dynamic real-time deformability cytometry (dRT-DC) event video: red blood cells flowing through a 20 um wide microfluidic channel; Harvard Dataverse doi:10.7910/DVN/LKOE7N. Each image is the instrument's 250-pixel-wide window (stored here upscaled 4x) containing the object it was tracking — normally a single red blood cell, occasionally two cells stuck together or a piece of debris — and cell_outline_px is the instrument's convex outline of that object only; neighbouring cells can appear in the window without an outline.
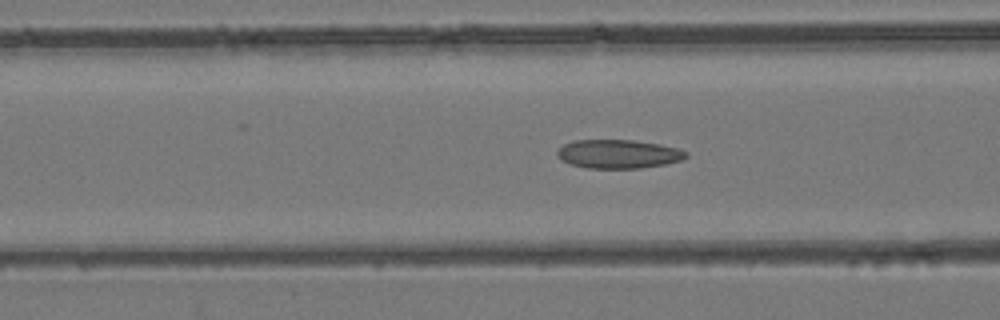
{"species": "common noctule bat (a hibernating species)", "species_latin": "Nyctalus noctula", "temperature_condition": "room temperature", "stored_images_in_passage": 53, "camera_frame_rate_fps": 3000, "um_per_image_px": 0.085, "animal": {"sex": "female", "body_mass_g": 24.6, "forearm_length_mm": 56.2}, "frame": {"image": 1, "passage_image": 21, "time_ms": 6.667, "image_size_px": [1000, 320], "cell_outline_px": [[688, 156], [680, 160], [664, 164], [640, 168], [588, 168], [572, 164], [560, 160], [556, 156], [556, 152], [564, 144], [572, 140], [632, 140], [660, 144], [680, 148], [688, 152]], "centroid_in_image_um": [52.56, 13.08], "position_along_channel_um": 114.0, "area_um2": 21.62}}
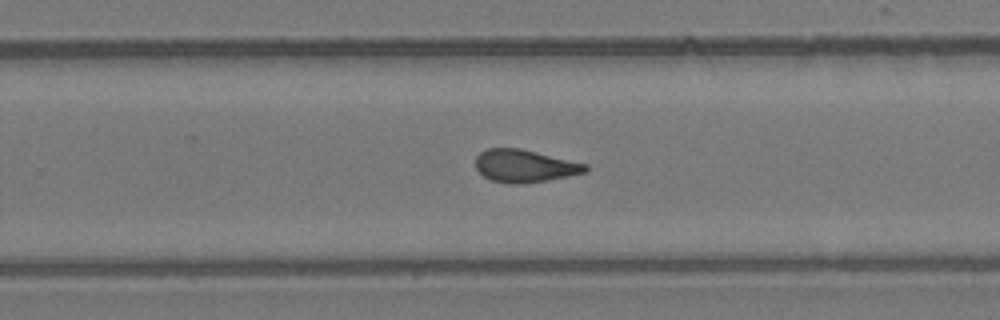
{"frame": {"image": 2, "passage_image": 34, "time_ms": 11.0, "image_size_px": [1000, 320], "cell_outline_px": [[588, 168], [584, 172], [568, 176], [548, 180], [516, 184], [508, 184], [492, 180], [484, 176], [476, 168], [476, 156], [480, 152], [488, 148], [520, 148], [588, 164]], "centroid_in_image_um": [44.58, 14.1], "position_along_channel_um": 285.2, "area_um2": 20.75}}
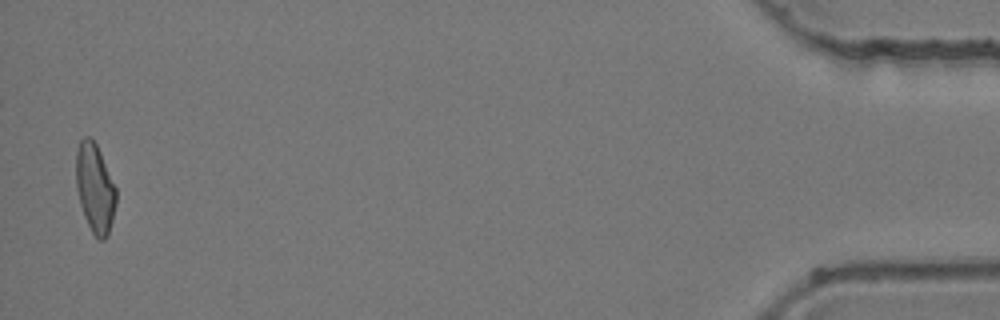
{"frame": {"image": 3, "passage_image": 52, "time_ms": 17.0, "image_size_px": [1000, 320], "cell_outline_px": [[116, 204], [108, 236], [104, 240], [100, 240], [92, 232], [84, 216], [80, 204], [76, 188], [76, 152], [80, 140], [84, 136], [92, 136], [100, 152], [116, 188]], "centroid_in_image_um": [8.06, 15.98], "position_along_channel_um": 427.1, "area_um2": 20.81}, "authors_computed_cell_mechanics": {"area_um2": 21.386, "velocity_mm_per_s": 3.9539, "shape_relaxation_time_tau1_ms": null, "shape_relaxation_time_tau2_ms": 2.1843, "deformation_change_tau1": null, "deformation_change_tau2": 0.1036}}